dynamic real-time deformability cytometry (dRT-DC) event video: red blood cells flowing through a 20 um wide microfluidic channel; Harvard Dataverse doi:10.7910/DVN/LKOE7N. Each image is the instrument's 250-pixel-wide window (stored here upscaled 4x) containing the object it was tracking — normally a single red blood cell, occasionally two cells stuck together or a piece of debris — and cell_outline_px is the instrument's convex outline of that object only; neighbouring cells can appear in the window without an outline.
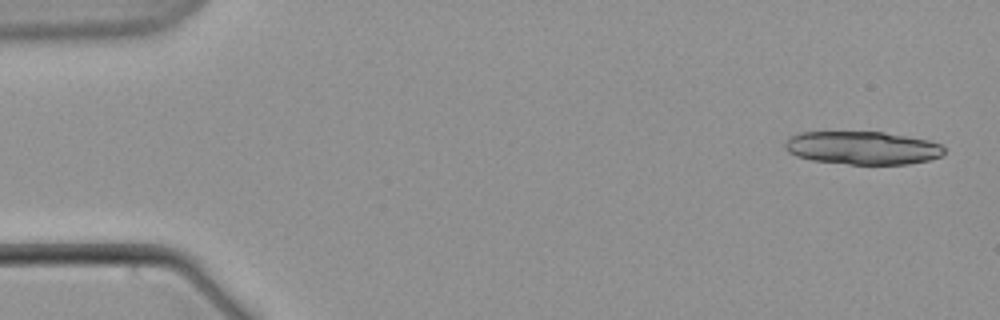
{"species": "common noctule bat (a hibernating species)", "species_latin": "Nyctalus noctula", "temperature_condition": "warm", "stored_images_in_passage": 11, "camera_frame_rate_fps": 3000, "um_per_image_px": 0.085, "animal": {"sex": "male", "body_mass_g": 21.5, "forearm_length_mm": 52.0}, "frame": {"image": 1, "passage_image": 1, "time_ms": 0.0, "image_size_px": [1000, 320], "cell_outline_px": [[944, 152], [940, 156], [928, 160], [908, 164], [848, 164], [812, 160], [796, 156], [788, 152], [784, 148], [784, 140], [788, 136], [800, 132], [884, 132], [928, 140], [940, 144], [944, 148]], "centroid_in_image_um": [73.25, 12.56], "position_along_channel_um": 11.7, "area_um2": 30.81}}
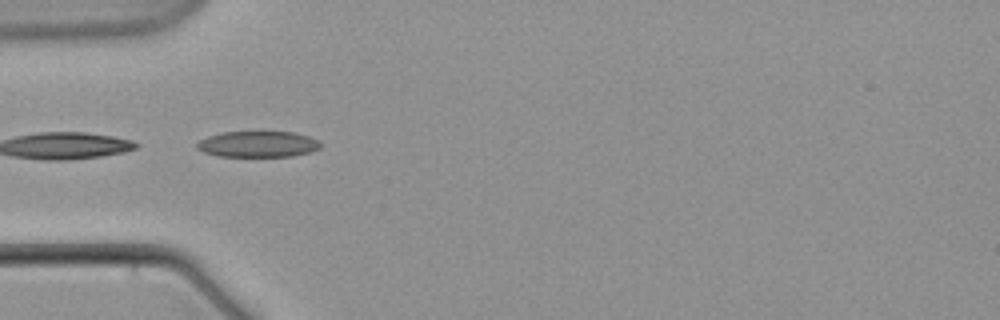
{"frame": {"image": 2, "passage_image": 5, "time_ms": 6.333, "image_size_px": [1000, 320], "cell_outline_px": [[320, 148], [308, 152], [292, 156], [216, 156], [204, 152], [196, 148], [196, 144], [200, 140], [208, 136], [224, 132], [260, 128], [292, 132], [308, 136], [320, 140]], "centroid_in_image_um": [21.92, 12.19], "position_along_channel_um": 63.1, "area_um2": 19.59}}